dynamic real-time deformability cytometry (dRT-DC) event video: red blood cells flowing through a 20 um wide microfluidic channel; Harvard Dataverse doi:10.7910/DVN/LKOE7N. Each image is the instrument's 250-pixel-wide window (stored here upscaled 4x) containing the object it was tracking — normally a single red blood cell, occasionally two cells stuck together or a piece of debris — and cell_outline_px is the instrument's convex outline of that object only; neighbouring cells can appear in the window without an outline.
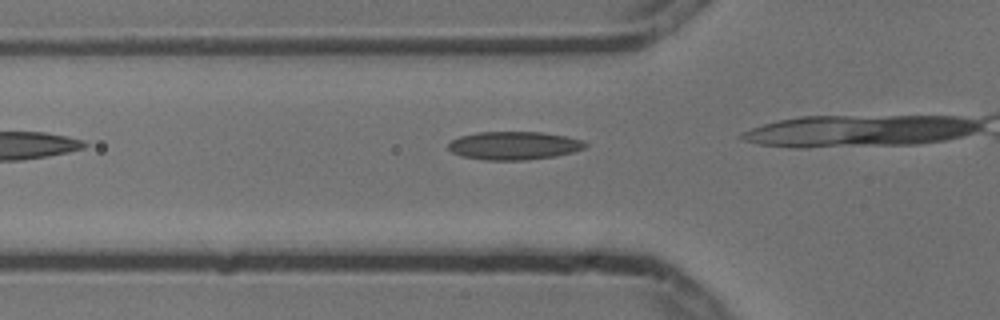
{"species": "common noctule bat (a hibernating species)", "species_latin": "Nyctalus noctula", "temperature_condition": "cold", "stored_images_in_passage": 5, "camera_frame_rate_fps": 3000, "um_per_image_px": 0.085, "animal": {"sex": "male", "body_mass_g": 13.3}, "frame": {"image": 1, "passage_image": 4, "time_ms": 1.0, "image_size_px": [1000, 320], "cell_outline_px": [[588, 144], [584, 148], [572, 152], [556, 156], [524, 160], [484, 160], [460, 156], [452, 152], [448, 148], [448, 144], [452, 140], [460, 136], [476, 132], [544, 132], [564, 136], [580, 140]], "centroid_in_image_um": [43.65, 12.38], "position_along_channel_um": 82.2, "area_um2": 22.48}}